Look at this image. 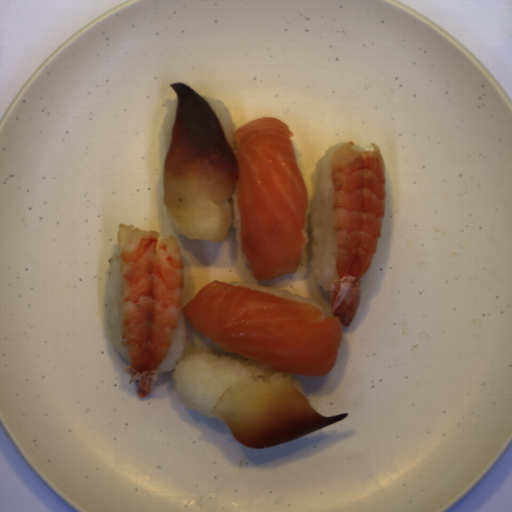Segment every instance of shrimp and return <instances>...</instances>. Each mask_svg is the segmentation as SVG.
<instances>
[{"label":"shrimp","instance_id":"shrimp-1","mask_svg":"<svg viewBox=\"0 0 512 512\" xmlns=\"http://www.w3.org/2000/svg\"><path fill=\"white\" fill-rule=\"evenodd\" d=\"M121 343L129 363V383L136 395L153 390L158 367L166 359L182 314L184 257L175 237L120 224L117 248Z\"/></svg>","mask_w":512,"mask_h":512},{"label":"shrimp","instance_id":"shrimp-2","mask_svg":"<svg viewBox=\"0 0 512 512\" xmlns=\"http://www.w3.org/2000/svg\"><path fill=\"white\" fill-rule=\"evenodd\" d=\"M355 150L348 140L331 154L333 239L336 278L329 289L332 316L351 325L358 310L361 283L372 265L383 228L386 174L382 152Z\"/></svg>","mask_w":512,"mask_h":512}]
</instances>
